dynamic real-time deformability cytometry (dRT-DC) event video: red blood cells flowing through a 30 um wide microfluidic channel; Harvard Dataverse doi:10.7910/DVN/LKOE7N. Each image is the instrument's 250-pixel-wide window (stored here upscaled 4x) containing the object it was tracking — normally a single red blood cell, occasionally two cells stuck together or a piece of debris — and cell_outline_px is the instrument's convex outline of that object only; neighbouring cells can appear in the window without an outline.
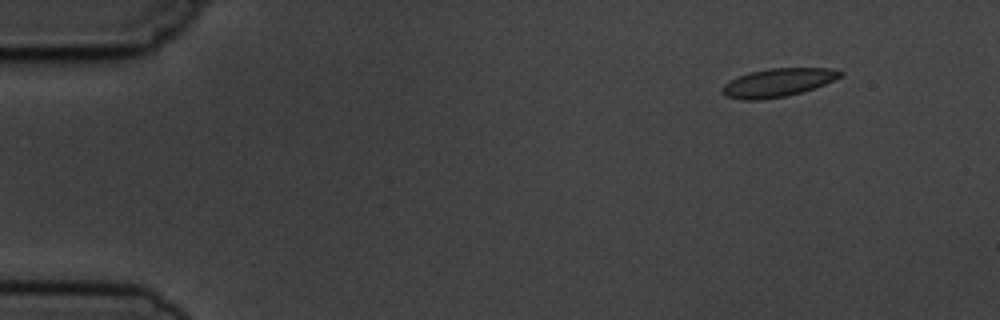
{"species": "common noctule bat (a hibernating species)", "species_latin": "Nyctalus noctula", "temperature_condition": "cold", "stored_images_in_passage": 4, "camera_frame_rate_fps": 3000, "um_per_image_px": 0.085, "animal": {"sex": "male", "body_mass_g": 19.5, "forearm_length_mm": 54.6}, "frame": {"image": 1, "passage_image": 1, "time_ms": 0.0, "image_size_px": [1000, 320], "cell_outline_px": [[844, 72], [840, 76], [824, 84], [800, 92], [784, 96], [760, 100], [740, 100], [724, 96], [720, 92], [720, 88], [724, 84], [748, 72], [768, 68], [828, 68]], "centroid_in_image_um": [66.03, 7.02], "position_along_channel_um": 19.0, "area_um2": 19.31}}